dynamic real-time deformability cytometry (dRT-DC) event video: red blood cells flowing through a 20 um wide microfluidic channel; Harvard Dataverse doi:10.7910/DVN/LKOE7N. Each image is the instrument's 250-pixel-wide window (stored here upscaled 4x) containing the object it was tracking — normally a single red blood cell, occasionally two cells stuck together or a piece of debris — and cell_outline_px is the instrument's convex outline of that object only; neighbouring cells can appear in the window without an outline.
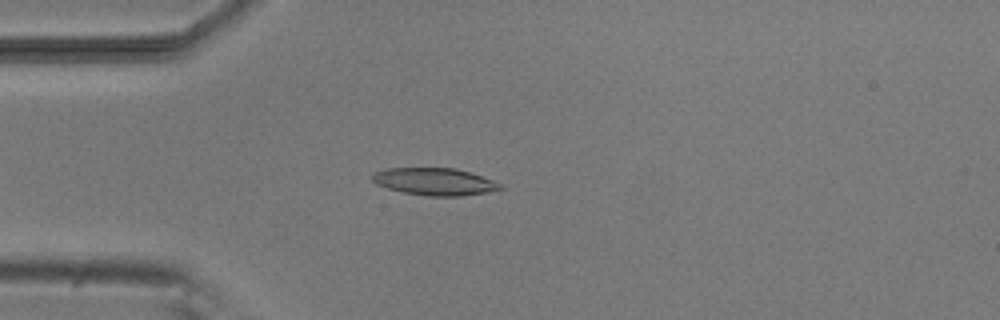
{"species": "common noctule bat (a hibernating species)", "species_latin": "Nyctalus noctula", "temperature_condition": "room temperature", "stored_images_in_passage": 4, "camera_frame_rate_fps": 3000, "um_per_image_px": 0.085, "animal": {"sex": "male", "body_mass_g": 20.5, "forearm_length_mm": 52.5}, "frame": {"image": 1, "passage_image": 4, "time_ms": 4.0, "image_size_px": [1000, 320], "cell_outline_px": [[504, 188], [488, 192], [460, 196], [428, 196], [404, 192], [388, 188], [376, 184], [372, 180], [372, 176], [376, 172], [388, 168], [456, 168], [492, 180], [500, 184]], "centroid_in_image_um": [36.94, 15.44], "position_along_channel_um": 48.1, "area_um2": 20.06}}